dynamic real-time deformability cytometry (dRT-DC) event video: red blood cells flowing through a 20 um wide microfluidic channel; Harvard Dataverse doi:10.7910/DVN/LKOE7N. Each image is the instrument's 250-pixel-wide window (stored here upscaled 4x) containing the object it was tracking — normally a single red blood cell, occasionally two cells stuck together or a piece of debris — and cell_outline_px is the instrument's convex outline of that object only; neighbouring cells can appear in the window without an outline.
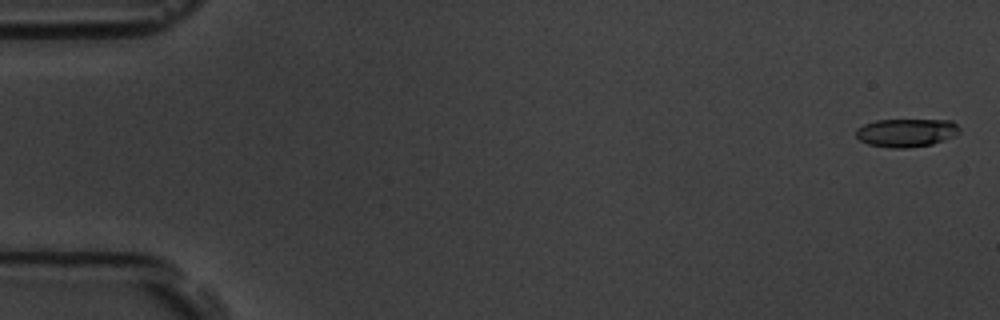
{"species": "common noctule bat (a hibernating species)", "species_latin": "Nyctalus noctula", "temperature_condition": "room temperature", "stored_images_in_passage": 8, "camera_frame_rate_fps": 3000, "um_per_image_px": 0.085, "animal": {"sex": "male", "body_mass_g": 19.5, "forearm_length_mm": 54.6}, "frame": {"image": 1, "passage_image": 1, "time_ms": 0.0, "image_size_px": [1000, 320], "cell_outline_px": [[960, 132], [956, 136], [932, 144], [904, 148], [892, 148], [868, 144], [860, 140], [856, 136], [856, 128], [864, 124], [876, 120], [952, 120], [960, 128]], "centroid_in_image_um": [77.05, 11.27], "position_along_channel_um": 7.9, "area_um2": 17.11}}
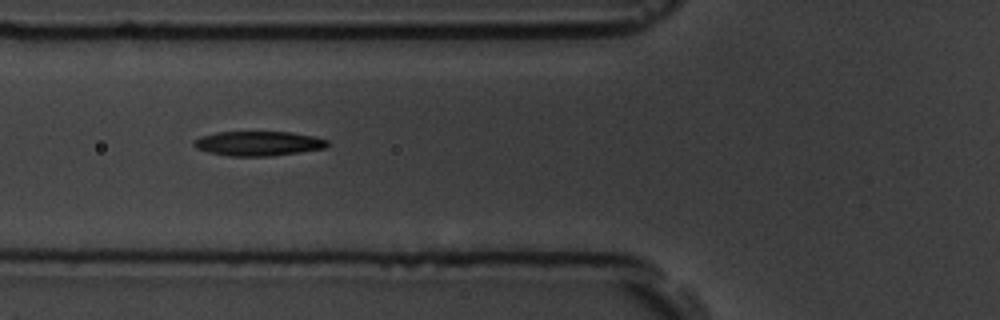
{"frame": {"image": 2, "passage_image": 7, "time_ms": 2.0, "image_size_px": [1000, 320], "cell_outline_px": [[328, 144], [324, 148], [300, 152], [272, 156], [228, 156], [208, 152], [196, 148], [192, 144], [192, 140], [200, 136], [220, 132], [292, 132], [312, 136], [328, 140]], "centroid_in_image_um": [21.91, 12.2], "position_along_channel_um": 103.9, "area_um2": 19.13}}
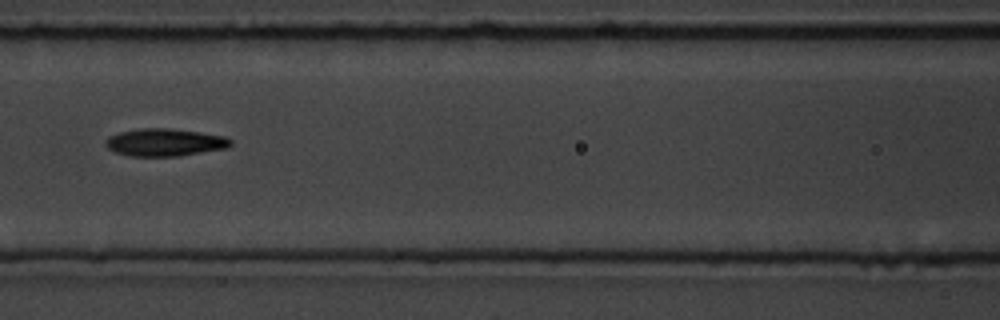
{"frame": {"image": 3, "passage_image": 8, "time_ms": 2.333, "image_size_px": [1000, 320], "cell_outline_px": [[232, 144], [228, 148], [180, 156], [128, 156], [116, 152], [108, 148], [104, 144], [104, 140], [108, 136], [120, 132], [140, 128], [168, 128], [200, 132], [224, 136], [232, 140]], "centroid_in_image_um": [14.0, 12.1], "position_along_channel_um": 152.6, "area_um2": 20.23}}